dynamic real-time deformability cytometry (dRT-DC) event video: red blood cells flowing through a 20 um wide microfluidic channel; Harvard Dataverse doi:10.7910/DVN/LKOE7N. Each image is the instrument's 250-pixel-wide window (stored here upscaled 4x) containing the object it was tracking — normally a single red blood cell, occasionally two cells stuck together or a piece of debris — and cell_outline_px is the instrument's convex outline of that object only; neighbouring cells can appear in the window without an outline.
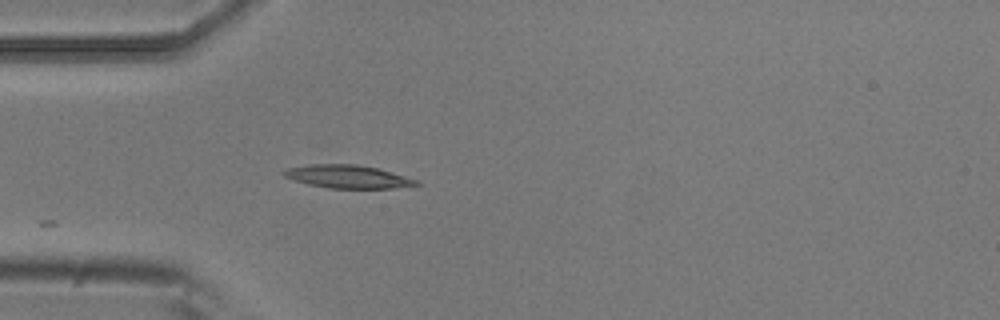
{"species": "common noctule bat (a hibernating species)", "species_latin": "Nyctalus noctula", "temperature_condition": "room temperature", "stored_images_in_passage": 1, "camera_frame_rate_fps": 3000, "um_per_image_px": 0.085, "animal": {"sex": "male", "body_mass_g": 20.5, "forearm_length_mm": 52.5}, "frame": {"image": 1, "passage_image": 1, "time_ms": 0.0, "image_size_px": [1000, 320], "cell_outline_px": [[420, 184], [392, 188], [328, 188], [308, 184], [292, 180], [284, 176], [280, 172], [288, 168], [308, 164], [356, 164], [376, 168], [404, 176], [416, 180]], "centroid_in_image_um": [29.46, 15.01], "position_along_channel_um": 55.5, "area_um2": 17.63}}